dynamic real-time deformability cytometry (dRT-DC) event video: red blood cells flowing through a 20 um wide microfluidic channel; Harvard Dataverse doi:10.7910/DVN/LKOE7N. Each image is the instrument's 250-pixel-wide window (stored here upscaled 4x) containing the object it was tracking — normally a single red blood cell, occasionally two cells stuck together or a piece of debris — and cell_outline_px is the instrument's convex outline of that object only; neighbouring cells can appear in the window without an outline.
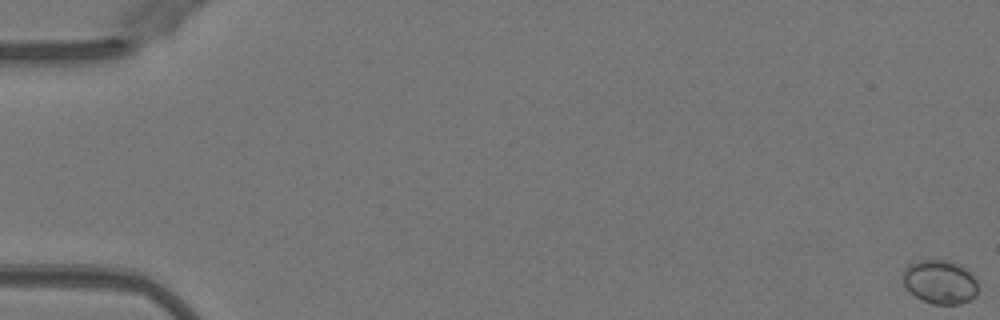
{"species": "Egyptian fruit bat (a non-hibernating species)", "species_latin": "Rousettus aegyptiacus", "temperature_condition": "warm", "stored_images_in_passage": 54, "camera_frame_rate_fps": 3000, "um_per_image_px": 0.085, "animal": {"sex": "female"}, "frame": {"image": 1, "passage_image": 1, "time_ms": 0.0, "image_size_px": [1000, 320], "cell_outline_px": [[976, 296], [972, 300], [960, 304], [932, 304], [916, 296], [904, 284], [904, 268], [908, 264], [916, 260], [948, 260], [960, 264], [972, 272], [976, 280]], "centroid_in_image_um": [79.93, 23.95], "position_along_channel_um": 5.1, "area_um2": 19.25}}
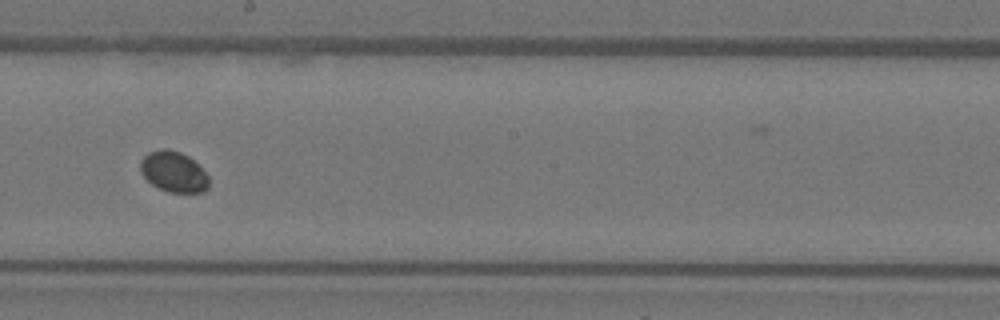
{"frame": {"image": 2, "passage_image": 31, "time_ms": 10.0, "image_size_px": [1000, 320], "cell_outline_px": [[208, 188], [204, 192], [168, 192], [152, 184], [140, 172], [140, 160], [148, 152], [160, 148], [168, 148], [180, 152], [188, 156], [208, 176]], "centroid_in_image_um": [14.72, 14.58], "position_along_channel_um": 233.5, "area_um2": 16.13}}
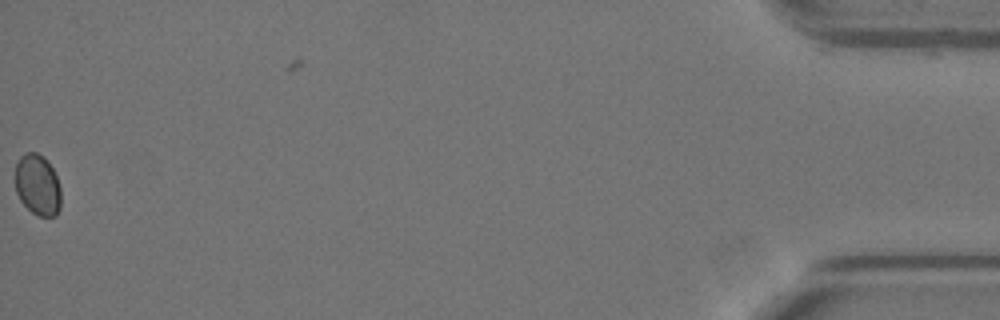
{"frame": {"image": 3, "passage_image": 53, "time_ms": 17.333, "image_size_px": [1000, 320], "cell_outline_px": [[60, 208], [56, 216], [40, 216], [32, 212], [20, 200], [16, 192], [16, 164], [20, 156], [24, 152], [36, 152], [44, 156], [52, 168], [56, 176], [60, 188]], "centroid_in_image_um": [3.2, 15.7], "position_along_channel_um": 432.0, "area_um2": 16.24}, "authors_computed_cell_mechanics": {"area_um2": 16.6175, "velocity_mm_per_s": 3.9902, "shape_relaxation_time_tau1_ms": 0.1374, "shape_relaxation_time_tau2_ms": null, "deformation_change_tau1": 0.0169, "deformation_change_tau2": null}}